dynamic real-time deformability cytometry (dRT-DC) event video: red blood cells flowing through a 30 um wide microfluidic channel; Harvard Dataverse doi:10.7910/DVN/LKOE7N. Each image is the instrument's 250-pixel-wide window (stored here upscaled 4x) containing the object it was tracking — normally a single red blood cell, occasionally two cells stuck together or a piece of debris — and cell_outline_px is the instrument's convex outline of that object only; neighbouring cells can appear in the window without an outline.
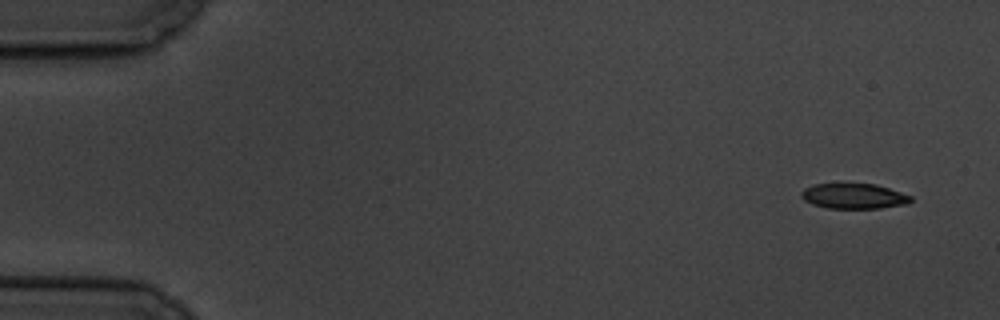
{"species": "common noctule bat (a hibernating species)", "species_latin": "Nyctalus noctula", "temperature_condition": "cold", "stored_images_in_passage": 5, "camera_frame_rate_fps": 3000, "um_per_image_px": 0.085, "animal": {"sex": "male", "body_mass_g": 19.5, "forearm_length_mm": 54.6}, "frame": {"image": 1, "passage_image": 1, "time_ms": 0.0, "image_size_px": [1000, 320], "cell_outline_px": [[912, 200], [908, 204], [880, 208], [828, 208], [812, 204], [804, 200], [800, 196], [800, 192], [804, 188], [812, 184], [876, 184], [912, 196]], "centroid_in_image_um": [72.56, 16.67], "position_along_channel_um": 12.4, "area_um2": 16.13}}
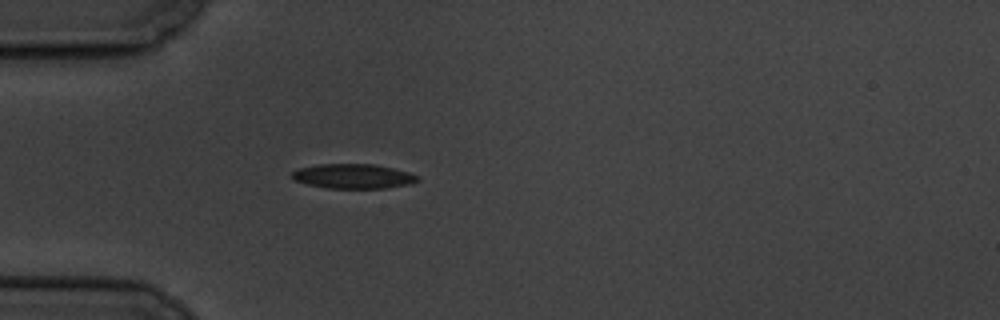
{"frame": {"image": 2, "passage_image": 5, "time_ms": 4.667, "image_size_px": [1000, 320], "cell_outline_px": [[420, 180], [408, 184], [388, 188], [328, 188], [308, 184], [292, 180], [288, 176], [292, 172], [300, 168], [320, 164], [372, 164], [392, 168], [408, 172], [420, 176]], "centroid_in_image_um": [30.0, 14.98], "position_along_channel_um": 55.0, "area_um2": 18.03}}